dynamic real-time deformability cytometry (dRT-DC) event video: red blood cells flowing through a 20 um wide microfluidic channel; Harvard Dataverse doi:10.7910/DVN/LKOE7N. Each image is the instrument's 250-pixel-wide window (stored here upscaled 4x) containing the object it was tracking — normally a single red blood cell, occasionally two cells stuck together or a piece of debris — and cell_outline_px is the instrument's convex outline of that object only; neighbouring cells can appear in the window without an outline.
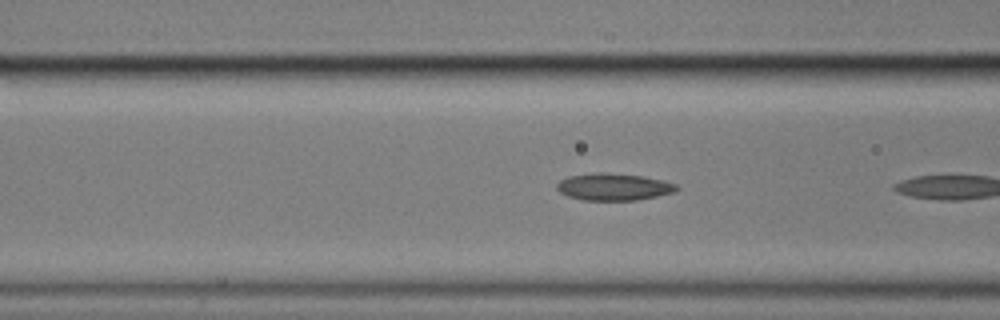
{"species": "common noctule bat (a hibernating species)", "species_latin": "Nyctalus noctula", "temperature_condition": "cold", "stored_images_in_passage": 7, "camera_frame_rate_fps": 3000, "um_per_image_px": 0.085, "animal": {"sex": "male", "body_mass_g": 17.9}, "frame": {"image": 1, "passage_image": 6, "time_ms": 1.667, "image_size_px": [1000, 320], "cell_outline_px": [[680, 188], [676, 192], [636, 200], [584, 200], [568, 196], [560, 192], [556, 188], [556, 184], [560, 180], [568, 176], [600, 172], [608, 172], [644, 176], [664, 180], [676, 184]], "centroid_in_image_um": [52.19, 15.87], "position_along_channel_um": 114.4, "area_um2": 19.02}}